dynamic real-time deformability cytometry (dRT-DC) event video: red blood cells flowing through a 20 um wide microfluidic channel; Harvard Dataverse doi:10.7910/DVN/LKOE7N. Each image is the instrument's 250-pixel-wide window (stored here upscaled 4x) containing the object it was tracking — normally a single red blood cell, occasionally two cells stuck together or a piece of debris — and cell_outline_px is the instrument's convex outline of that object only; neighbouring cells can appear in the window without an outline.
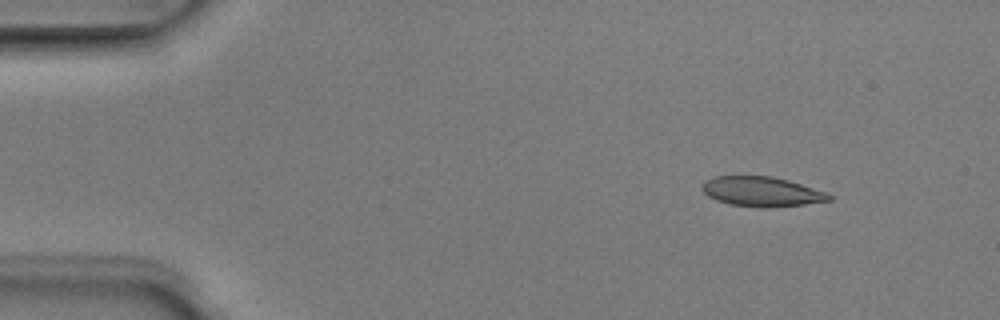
{"species": "Egyptian fruit bat (a non-hibernating species)", "species_latin": "Rousettus aegyptiacus", "temperature_condition": "room temperature", "stored_images_in_passage": 4, "camera_frame_rate_fps": 3000, "um_per_image_px": 0.085, "animal": {"sex": "male"}, "frame": {"image": 1, "passage_image": 2, "time_ms": 0.333, "image_size_px": [1000, 320], "cell_outline_px": [[832, 200], [804, 204], [768, 208], [760, 208], [732, 204], [716, 200], [708, 196], [700, 188], [708, 180], [716, 176], [772, 176], [788, 180], [828, 192], [832, 196]], "centroid_in_image_um": [64.78, 16.29], "position_along_channel_um": 20.2, "area_um2": 21.96}}
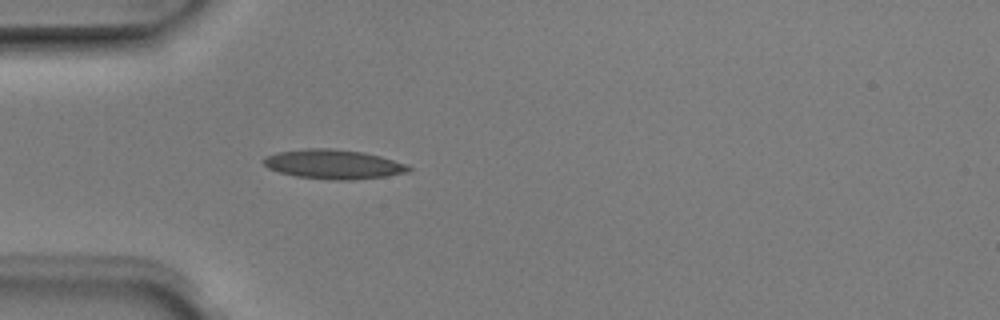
{"frame": {"image": 2, "passage_image": 4, "time_ms": 1.0, "image_size_px": [1000, 320], "cell_outline_px": [[412, 168], [408, 172], [384, 176], [352, 180], [332, 180], [296, 176], [280, 172], [268, 168], [264, 164], [264, 156], [276, 152], [304, 148], [332, 148], [364, 152], [380, 156], [408, 164]], "centroid_in_image_um": [28.34, 13.95], "position_along_channel_um": 56.7, "area_um2": 24.91}}